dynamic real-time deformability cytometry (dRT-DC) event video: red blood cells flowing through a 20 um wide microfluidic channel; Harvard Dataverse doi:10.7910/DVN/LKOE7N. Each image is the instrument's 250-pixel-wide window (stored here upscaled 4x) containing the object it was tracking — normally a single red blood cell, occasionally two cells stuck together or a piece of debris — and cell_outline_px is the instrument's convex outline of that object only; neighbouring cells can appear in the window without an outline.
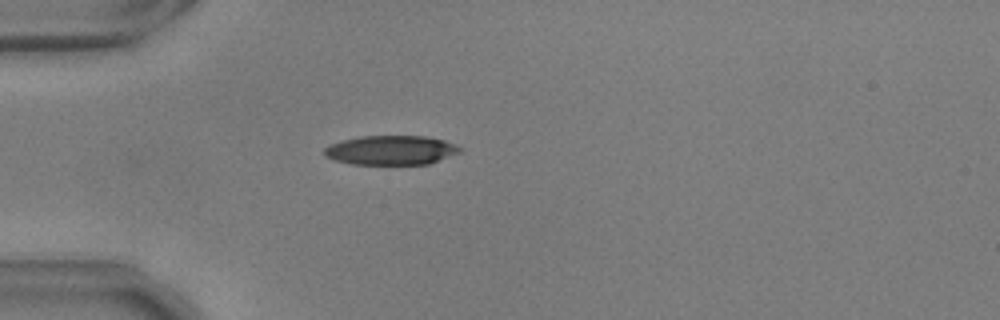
{"species": "common noctule bat (a hibernating species)", "species_latin": "Nyctalus noctula", "temperature_condition": "warm", "stored_images_in_passage": 40, "camera_frame_rate_fps": 3000, "um_per_image_px": 0.085, "animal": {"sex": "male", "body_mass_g": 17.9, "forearm_length_mm": 54.2}, "frame": {"image": 1, "passage_image": 1, "time_ms": 0.0, "image_size_px": [1000, 320], "cell_outline_px": [[460, 152], [428, 164], [352, 164], [336, 160], [324, 156], [324, 148], [328, 144], [340, 140], [360, 136], [424, 136], [444, 140], [456, 144], [460, 148]], "centroid_in_image_um": [33.19, 12.75], "position_along_channel_um": 51.8, "area_um2": 23.18}}
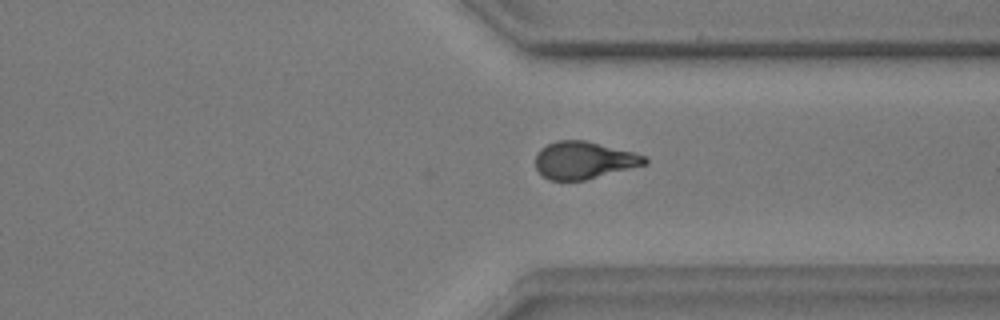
{"frame": {"image": 2, "passage_image": 27, "time_ms": 8.667, "image_size_px": [1000, 320], "cell_outline_px": [[648, 164], [584, 180], [548, 180], [536, 168], [536, 152], [540, 148], [556, 140], [584, 140], [648, 156]], "centroid_in_image_um": [49.63, 13.61], "position_along_channel_um": 361.8, "area_um2": 23.7}}
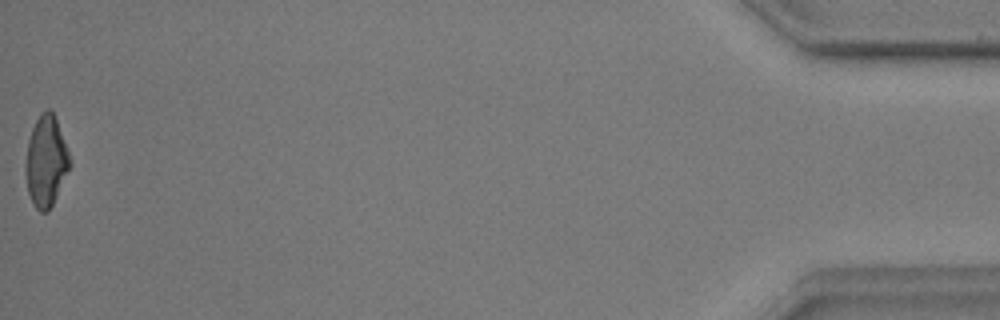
{"frame": {"image": 3, "passage_image": 40, "time_ms": 13.0, "image_size_px": [1000, 320], "cell_outline_px": [[72, 164], [48, 212], [40, 212], [32, 204], [28, 192], [24, 172], [24, 164], [28, 140], [32, 128], [40, 112], [44, 108], [48, 108], [52, 112], [56, 120], [68, 152]], "centroid_in_image_um": [3.88, 13.71], "position_along_channel_um": 431.3, "area_um2": 23.47}, "authors_computed_cell_mechanics": {"area_um2": 24.3049, "velocity_mm_per_s": 3.7142, "shape_relaxation_time_tau1_ms": 7.212, "shape_relaxation_time_tau2_ms": 3.1641, "deformation_change_tau1": 0.2341, "deformation_change_tau2": 0.1128}}